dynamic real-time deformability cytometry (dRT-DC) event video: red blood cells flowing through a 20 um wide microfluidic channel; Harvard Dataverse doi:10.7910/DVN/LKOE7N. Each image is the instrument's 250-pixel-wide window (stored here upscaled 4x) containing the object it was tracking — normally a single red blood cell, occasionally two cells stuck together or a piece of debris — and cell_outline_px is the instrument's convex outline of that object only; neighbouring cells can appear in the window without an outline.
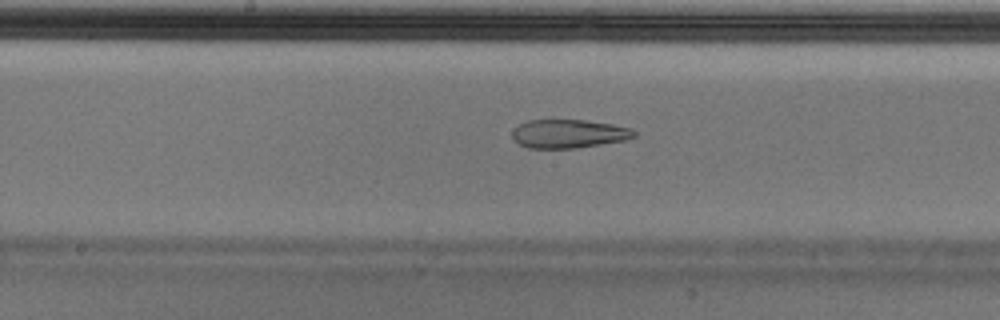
{"species": "Egyptian fruit bat (a non-hibernating species)", "species_latin": "Rousettus aegyptiacus", "temperature_condition": "cold", "stored_images_in_passage": 54, "camera_frame_rate_fps": 3000, "um_per_image_px": 0.085, "animal": {"sex": "male"}, "frame": {"image": 1, "passage_image": 28, "time_ms": 9.0, "image_size_px": [1000, 320], "cell_outline_px": [[636, 136], [628, 140], [576, 148], [528, 148], [512, 140], [512, 128], [528, 120], [552, 116], [584, 120], [612, 124], [632, 128], [636, 132]], "centroid_in_image_um": [48.3, 11.32], "position_along_channel_um": 199.9, "area_um2": 21.33}}
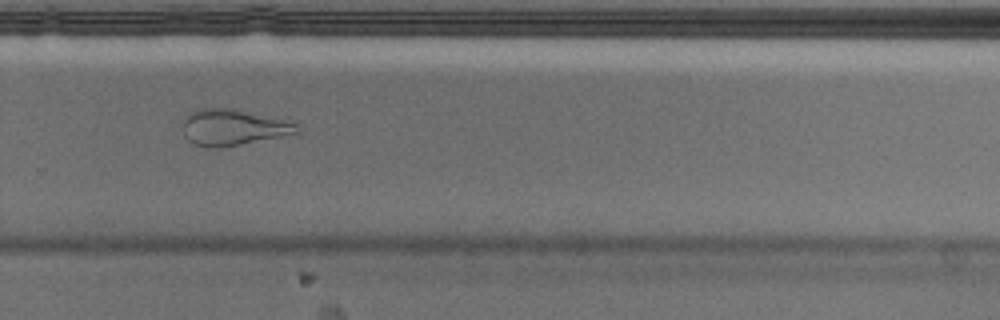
{"frame": {"image": 2, "passage_image": 37, "time_ms": 12.0, "image_size_px": [1000, 320], "cell_outline_px": [[300, 132], [220, 148], [208, 148], [192, 144], [184, 136], [184, 116], [192, 112], [204, 108], [240, 108], [296, 120], [300, 124]], "centroid_in_image_um": [19.92, 10.79], "position_along_channel_um": 309.9, "area_um2": 24.85}}
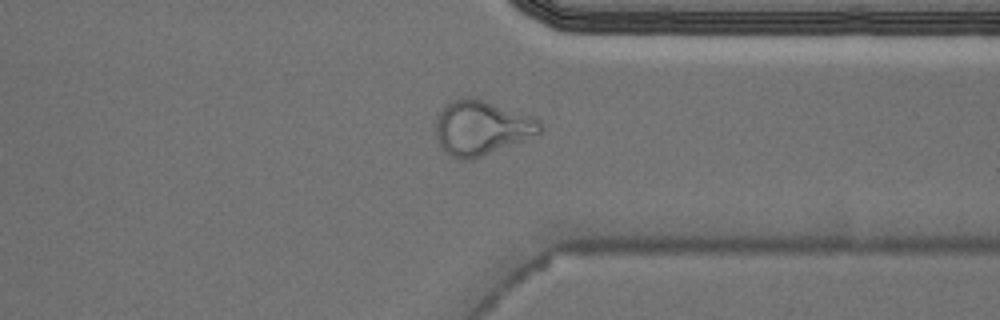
{"frame": {"image": 3, "passage_image": 42, "time_ms": 13.667, "image_size_px": [1000, 320], "cell_outline_px": [[544, 128], [540, 132], [524, 140], [472, 160], [460, 160], [444, 152], [436, 136], [436, 120], [440, 108], [444, 104], [460, 96], [464, 96], [484, 100], [536, 116], [544, 124]], "centroid_in_image_um": [40.94, 10.84], "position_along_channel_um": 370.5, "area_um2": 33.7}, "authors_computed_cell_mechanics": {"area_um2": 23.8425, "velocity_mm_per_s": 3.6911, "shape_relaxation_time_tau1_ms": null, "shape_relaxation_time_tau2_ms": 1.6477, "deformation_change_tau1": null, "deformation_change_tau2": 0.0953}}